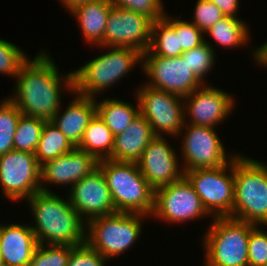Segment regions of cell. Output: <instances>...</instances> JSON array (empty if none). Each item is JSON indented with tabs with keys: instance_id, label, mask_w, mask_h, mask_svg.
Returning <instances> with one entry per match:
<instances>
[{
	"instance_id": "1",
	"label": "cell",
	"mask_w": 267,
	"mask_h": 266,
	"mask_svg": "<svg viewBox=\"0 0 267 266\" xmlns=\"http://www.w3.org/2000/svg\"><path fill=\"white\" fill-rule=\"evenodd\" d=\"M14 95L8 98L26 116L50 121L61 106L63 89L73 92V71L62 75L49 56L42 50L22 65L16 77ZM64 83V85H63Z\"/></svg>"
},
{
	"instance_id": "2",
	"label": "cell",
	"mask_w": 267,
	"mask_h": 266,
	"mask_svg": "<svg viewBox=\"0 0 267 266\" xmlns=\"http://www.w3.org/2000/svg\"><path fill=\"white\" fill-rule=\"evenodd\" d=\"M27 200L36 223L30 227L38 244L78 246L86 242V222L69 198L39 191Z\"/></svg>"
},
{
	"instance_id": "3",
	"label": "cell",
	"mask_w": 267,
	"mask_h": 266,
	"mask_svg": "<svg viewBox=\"0 0 267 266\" xmlns=\"http://www.w3.org/2000/svg\"><path fill=\"white\" fill-rule=\"evenodd\" d=\"M234 206L231 218L267 225V163L239 153L234 157Z\"/></svg>"
},
{
	"instance_id": "4",
	"label": "cell",
	"mask_w": 267,
	"mask_h": 266,
	"mask_svg": "<svg viewBox=\"0 0 267 266\" xmlns=\"http://www.w3.org/2000/svg\"><path fill=\"white\" fill-rule=\"evenodd\" d=\"M98 168L105 177L117 212L151 217L155 189L148 183L135 162L101 160Z\"/></svg>"
},
{
	"instance_id": "5",
	"label": "cell",
	"mask_w": 267,
	"mask_h": 266,
	"mask_svg": "<svg viewBox=\"0 0 267 266\" xmlns=\"http://www.w3.org/2000/svg\"><path fill=\"white\" fill-rule=\"evenodd\" d=\"M108 52L90 60L73 71V91L90 98H97L102 91L122 79L140 63L142 55L131 47H109ZM127 73V74H126Z\"/></svg>"
},
{
	"instance_id": "6",
	"label": "cell",
	"mask_w": 267,
	"mask_h": 266,
	"mask_svg": "<svg viewBox=\"0 0 267 266\" xmlns=\"http://www.w3.org/2000/svg\"><path fill=\"white\" fill-rule=\"evenodd\" d=\"M252 223L215 217L203 240L204 266H248V240Z\"/></svg>"
},
{
	"instance_id": "7",
	"label": "cell",
	"mask_w": 267,
	"mask_h": 266,
	"mask_svg": "<svg viewBox=\"0 0 267 266\" xmlns=\"http://www.w3.org/2000/svg\"><path fill=\"white\" fill-rule=\"evenodd\" d=\"M136 213L116 212L86 222V243L106 260L131 248L142 233L144 218Z\"/></svg>"
},
{
	"instance_id": "8",
	"label": "cell",
	"mask_w": 267,
	"mask_h": 266,
	"mask_svg": "<svg viewBox=\"0 0 267 266\" xmlns=\"http://www.w3.org/2000/svg\"><path fill=\"white\" fill-rule=\"evenodd\" d=\"M209 216L230 217L234 206V158L218 168L185 171ZM212 214V215H211Z\"/></svg>"
},
{
	"instance_id": "9",
	"label": "cell",
	"mask_w": 267,
	"mask_h": 266,
	"mask_svg": "<svg viewBox=\"0 0 267 266\" xmlns=\"http://www.w3.org/2000/svg\"><path fill=\"white\" fill-rule=\"evenodd\" d=\"M135 95L140 114L149 122L156 136L182 134L185 129L183 97L145 84L137 88Z\"/></svg>"
},
{
	"instance_id": "10",
	"label": "cell",
	"mask_w": 267,
	"mask_h": 266,
	"mask_svg": "<svg viewBox=\"0 0 267 266\" xmlns=\"http://www.w3.org/2000/svg\"><path fill=\"white\" fill-rule=\"evenodd\" d=\"M41 165L34 153L10 150L0 155V188L9 200L20 201L41 191Z\"/></svg>"
},
{
	"instance_id": "11",
	"label": "cell",
	"mask_w": 267,
	"mask_h": 266,
	"mask_svg": "<svg viewBox=\"0 0 267 266\" xmlns=\"http://www.w3.org/2000/svg\"><path fill=\"white\" fill-rule=\"evenodd\" d=\"M142 69L149 77L145 85L181 97L190 95L203 85L181 56H157L148 49L142 55Z\"/></svg>"
},
{
	"instance_id": "12",
	"label": "cell",
	"mask_w": 267,
	"mask_h": 266,
	"mask_svg": "<svg viewBox=\"0 0 267 266\" xmlns=\"http://www.w3.org/2000/svg\"><path fill=\"white\" fill-rule=\"evenodd\" d=\"M181 135L183 171L218 168L228 164L236 155H227L221 139L212 127L184 123Z\"/></svg>"
},
{
	"instance_id": "13",
	"label": "cell",
	"mask_w": 267,
	"mask_h": 266,
	"mask_svg": "<svg viewBox=\"0 0 267 266\" xmlns=\"http://www.w3.org/2000/svg\"><path fill=\"white\" fill-rule=\"evenodd\" d=\"M209 215L193 185L182 179L155 190L152 217L168 223H179Z\"/></svg>"
},
{
	"instance_id": "14",
	"label": "cell",
	"mask_w": 267,
	"mask_h": 266,
	"mask_svg": "<svg viewBox=\"0 0 267 266\" xmlns=\"http://www.w3.org/2000/svg\"><path fill=\"white\" fill-rule=\"evenodd\" d=\"M153 22L146 15L112 5L104 33V47H131L144 53L151 43Z\"/></svg>"
},
{
	"instance_id": "15",
	"label": "cell",
	"mask_w": 267,
	"mask_h": 266,
	"mask_svg": "<svg viewBox=\"0 0 267 266\" xmlns=\"http://www.w3.org/2000/svg\"><path fill=\"white\" fill-rule=\"evenodd\" d=\"M234 107L235 101L231 94L215 86L203 84L183 97L184 123L215 128L224 122ZM189 116L191 118L187 122L186 118Z\"/></svg>"
},
{
	"instance_id": "16",
	"label": "cell",
	"mask_w": 267,
	"mask_h": 266,
	"mask_svg": "<svg viewBox=\"0 0 267 266\" xmlns=\"http://www.w3.org/2000/svg\"><path fill=\"white\" fill-rule=\"evenodd\" d=\"M69 194L67 197L72 207L85 222L117 212L105 177L99 168L70 187Z\"/></svg>"
},
{
	"instance_id": "17",
	"label": "cell",
	"mask_w": 267,
	"mask_h": 266,
	"mask_svg": "<svg viewBox=\"0 0 267 266\" xmlns=\"http://www.w3.org/2000/svg\"><path fill=\"white\" fill-rule=\"evenodd\" d=\"M175 152L163 136H155L143 150L137 164L155 190L184 177L185 173L179 167V158Z\"/></svg>"
},
{
	"instance_id": "18",
	"label": "cell",
	"mask_w": 267,
	"mask_h": 266,
	"mask_svg": "<svg viewBox=\"0 0 267 266\" xmlns=\"http://www.w3.org/2000/svg\"><path fill=\"white\" fill-rule=\"evenodd\" d=\"M99 161L89 153L75 148L69 153L46 161L41 165V191L52 192L43 183L71 187L98 168Z\"/></svg>"
},
{
	"instance_id": "19",
	"label": "cell",
	"mask_w": 267,
	"mask_h": 266,
	"mask_svg": "<svg viewBox=\"0 0 267 266\" xmlns=\"http://www.w3.org/2000/svg\"><path fill=\"white\" fill-rule=\"evenodd\" d=\"M2 266H28L39 245L30 225L0 224Z\"/></svg>"
},
{
	"instance_id": "20",
	"label": "cell",
	"mask_w": 267,
	"mask_h": 266,
	"mask_svg": "<svg viewBox=\"0 0 267 266\" xmlns=\"http://www.w3.org/2000/svg\"><path fill=\"white\" fill-rule=\"evenodd\" d=\"M72 94H75V98L70 101L62 114L59 109L50 122L77 147L89 121L96 114V98L80 95L74 91Z\"/></svg>"
},
{
	"instance_id": "21",
	"label": "cell",
	"mask_w": 267,
	"mask_h": 266,
	"mask_svg": "<svg viewBox=\"0 0 267 266\" xmlns=\"http://www.w3.org/2000/svg\"><path fill=\"white\" fill-rule=\"evenodd\" d=\"M151 125L140 113L122 132L114 136L110 160L137 163L143 150L155 137Z\"/></svg>"
},
{
	"instance_id": "22",
	"label": "cell",
	"mask_w": 267,
	"mask_h": 266,
	"mask_svg": "<svg viewBox=\"0 0 267 266\" xmlns=\"http://www.w3.org/2000/svg\"><path fill=\"white\" fill-rule=\"evenodd\" d=\"M112 5L111 0H94L69 11L79 23L82 36L89 44L104 47V33Z\"/></svg>"
},
{
	"instance_id": "23",
	"label": "cell",
	"mask_w": 267,
	"mask_h": 266,
	"mask_svg": "<svg viewBox=\"0 0 267 266\" xmlns=\"http://www.w3.org/2000/svg\"><path fill=\"white\" fill-rule=\"evenodd\" d=\"M113 146L114 135L96 113L89 121L76 148L93 155L98 161H101L110 158Z\"/></svg>"
},
{
	"instance_id": "24",
	"label": "cell",
	"mask_w": 267,
	"mask_h": 266,
	"mask_svg": "<svg viewBox=\"0 0 267 266\" xmlns=\"http://www.w3.org/2000/svg\"><path fill=\"white\" fill-rule=\"evenodd\" d=\"M96 113L115 136L122 133L140 112L139 104L135 107L117 98H105L97 102L96 98Z\"/></svg>"
},
{
	"instance_id": "25",
	"label": "cell",
	"mask_w": 267,
	"mask_h": 266,
	"mask_svg": "<svg viewBox=\"0 0 267 266\" xmlns=\"http://www.w3.org/2000/svg\"><path fill=\"white\" fill-rule=\"evenodd\" d=\"M148 49L153 54L162 57L173 58L182 55L178 35H176V18L172 19L165 14L162 20L153 22L151 43Z\"/></svg>"
},
{
	"instance_id": "26",
	"label": "cell",
	"mask_w": 267,
	"mask_h": 266,
	"mask_svg": "<svg viewBox=\"0 0 267 266\" xmlns=\"http://www.w3.org/2000/svg\"><path fill=\"white\" fill-rule=\"evenodd\" d=\"M205 33L211 35L224 49L245 46L251 37L247 24L241 18L232 16H224Z\"/></svg>"
},
{
	"instance_id": "27",
	"label": "cell",
	"mask_w": 267,
	"mask_h": 266,
	"mask_svg": "<svg viewBox=\"0 0 267 266\" xmlns=\"http://www.w3.org/2000/svg\"><path fill=\"white\" fill-rule=\"evenodd\" d=\"M75 148L53 123L46 121L34 154L38 163L42 165L46 161L69 153Z\"/></svg>"
},
{
	"instance_id": "28",
	"label": "cell",
	"mask_w": 267,
	"mask_h": 266,
	"mask_svg": "<svg viewBox=\"0 0 267 266\" xmlns=\"http://www.w3.org/2000/svg\"><path fill=\"white\" fill-rule=\"evenodd\" d=\"M46 120L21 115L14 134L13 149L35 153Z\"/></svg>"
},
{
	"instance_id": "29",
	"label": "cell",
	"mask_w": 267,
	"mask_h": 266,
	"mask_svg": "<svg viewBox=\"0 0 267 266\" xmlns=\"http://www.w3.org/2000/svg\"><path fill=\"white\" fill-rule=\"evenodd\" d=\"M21 115L8 97L0 103V155L13 150L14 134Z\"/></svg>"
},
{
	"instance_id": "30",
	"label": "cell",
	"mask_w": 267,
	"mask_h": 266,
	"mask_svg": "<svg viewBox=\"0 0 267 266\" xmlns=\"http://www.w3.org/2000/svg\"><path fill=\"white\" fill-rule=\"evenodd\" d=\"M215 48L211 43L204 40L202 44L193 49L183 52L181 57L187 61L190 71L204 84V77L207 73L212 71L215 63Z\"/></svg>"
},
{
	"instance_id": "31",
	"label": "cell",
	"mask_w": 267,
	"mask_h": 266,
	"mask_svg": "<svg viewBox=\"0 0 267 266\" xmlns=\"http://www.w3.org/2000/svg\"><path fill=\"white\" fill-rule=\"evenodd\" d=\"M72 245L39 244L28 266H68Z\"/></svg>"
},
{
	"instance_id": "32",
	"label": "cell",
	"mask_w": 267,
	"mask_h": 266,
	"mask_svg": "<svg viewBox=\"0 0 267 266\" xmlns=\"http://www.w3.org/2000/svg\"><path fill=\"white\" fill-rule=\"evenodd\" d=\"M29 59L19 46L0 39V74L16 78L22 65Z\"/></svg>"
},
{
	"instance_id": "33",
	"label": "cell",
	"mask_w": 267,
	"mask_h": 266,
	"mask_svg": "<svg viewBox=\"0 0 267 266\" xmlns=\"http://www.w3.org/2000/svg\"><path fill=\"white\" fill-rule=\"evenodd\" d=\"M114 6L146 15L152 21L165 17L162 0H111Z\"/></svg>"
},
{
	"instance_id": "34",
	"label": "cell",
	"mask_w": 267,
	"mask_h": 266,
	"mask_svg": "<svg viewBox=\"0 0 267 266\" xmlns=\"http://www.w3.org/2000/svg\"><path fill=\"white\" fill-rule=\"evenodd\" d=\"M267 264V232L254 225L248 240V266Z\"/></svg>"
},
{
	"instance_id": "35",
	"label": "cell",
	"mask_w": 267,
	"mask_h": 266,
	"mask_svg": "<svg viewBox=\"0 0 267 266\" xmlns=\"http://www.w3.org/2000/svg\"><path fill=\"white\" fill-rule=\"evenodd\" d=\"M224 17L221 10L209 0H197L192 22L204 34L217 21Z\"/></svg>"
},
{
	"instance_id": "36",
	"label": "cell",
	"mask_w": 267,
	"mask_h": 266,
	"mask_svg": "<svg viewBox=\"0 0 267 266\" xmlns=\"http://www.w3.org/2000/svg\"><path fill=\"white\" fill-rule=\"evenodd\" d=\"M176 35H178L179 47H181L182 52L199 46L205 40L204 33L192 22L179 18L176 19Z\"/></svg>"
},
{
	"instance_id": "37",
	"label": "cell",
	"mask_w": 267,
	"mask_h": 266,
	"mask_svg": "<svg viewBox=\"0 0 267 266\" xmlns=\"http://www.w3.org/2000/svg\"><path fill=\"white\" fill-rule=\"evenodd\" d=\"M106 259L86 242L74 246L70 252L68 266H105Z\"/></svg>"
},
{
	"instance_id": "38",
	"label": "cell",
	"mask_w": 267,
	"mask_h": 266,
	"mask_svg": "<svg viewBox=\"0 0 267 266\" xmlns=\"http://www.w3.org/2000/svg\"><path fill=\"white\" fill-rule=\"evenodd\" d=\"M213 2L224 14V16H232L238 18L239 0H209Z\"/></svg>"
},
{
	"instance_id": "39",
	"label": "cell",
	"mask_w": 267,
	"mask_h": 266,
	"mask_svg": "<svg viewBox=\"0 0 267 266\" xmlns=\"http://www.w3.org/2000/svg\"><path fill=\"white\" fill-rule=\"evenodd\" d=\"M252 56L254 57L253 59L256 60L255 62L257 64L264 66V67H267V41H266V43L257 47L253 51Z\"/></svg>"
},
{
	"instance_id": "40",
	"label": "cell",
	"mask_w": 267,
	"mask_h": 266,
	"mask_svg": "<svg viewBox=\"0 0 267 266\" xmlns=\"http://www.w3.org/2000/svg\"><path fill=\"white\" fill-rule=\"evenodd\" d=\"M59 1L62 3L65 9H67L69 12L70 10H72L73 8H75L76 6L80 4L88 3L94 0H59Z\"/></svg>"
},
{
	"instance_id": "41",
	"label": "cell",
	"mask_w": 267,
	"mask_h": 266,
	"mask_svg": "<svg viewBox=\"0 0 267 266\" xmlns=\"http://www.w3.org/2000/svg\"><path fill=\"white\" fill-rule=\"evenodd\" d=\"M0 266H2V247L0 242Z\"/></svg>"
}]
</instances>
